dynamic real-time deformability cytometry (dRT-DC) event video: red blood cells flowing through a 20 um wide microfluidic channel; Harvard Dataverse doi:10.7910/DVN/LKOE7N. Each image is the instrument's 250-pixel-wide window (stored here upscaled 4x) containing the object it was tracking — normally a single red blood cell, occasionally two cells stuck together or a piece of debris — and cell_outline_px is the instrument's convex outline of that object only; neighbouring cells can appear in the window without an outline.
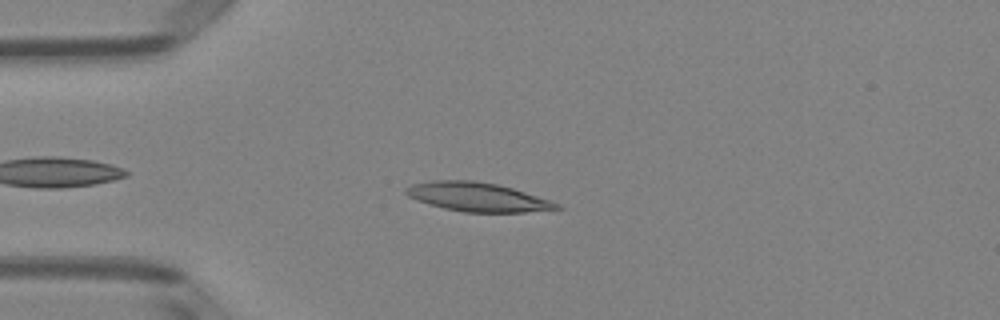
{"species": "Egyptian fruit bat (a non-hibernating species)", "species_latin": "Rousettus aegyptiacus", "temperature_condition": "room temperature", "stored_images_in_passage": 40, "camera_frame_rate_fps": 3000, "um_per_image_px": 0.085, "animal": {"sex": "female"}, "frame": {"image": 1, "passage_image": 6, "time_ms": 1.667, "image_size_px": [1000, 320], "cell_outline_px": [[564, 208], [524, 212], [464, 212], [444, 208], [408, 196], [404, 192], [404, 188], [412, 184], [432, 180], [476, 180], [496, 184], [512, 188], [560, 204]], "centroid_in_image_um": [40.57, 16.73], "position_along_channel_um": 44.4, "area_um2": 25.09}}
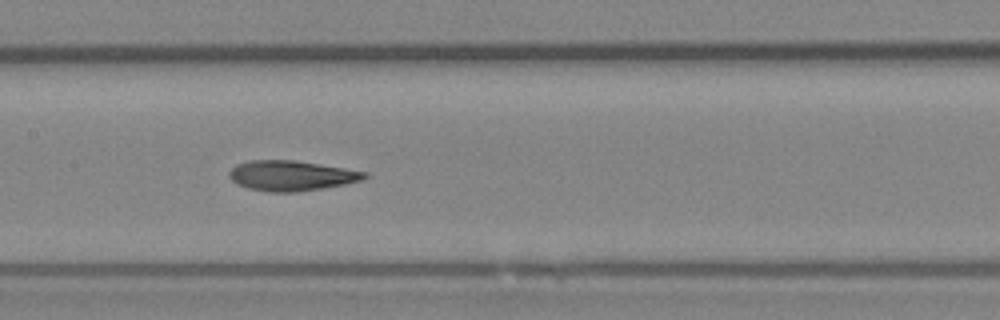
{"frame": {"image": 2, "passage_image": 18, "time_ms": 5.667, "image_size_px": [1000, 320], "cell_outline_px": [[368, 176], [360, 180], [344, 184], [324, 188], [296, 192], [272, 192], [248, 188], [236, 184], [228, 176], [228, 172], [236, 164], [248, 160], [292, 160], [320, 164], [368, 172]], "centroid_in_image_um": [24.73, 14.93], "position_along_channel_um": 182.7, "area_um2": 23.76}}
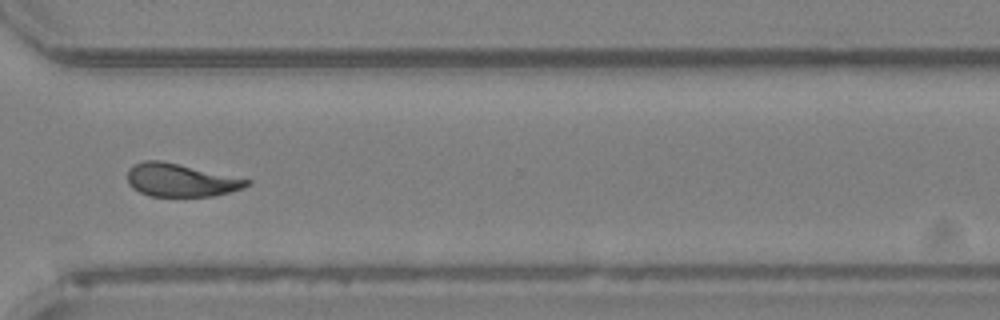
{"frame": {"image": 3, "passage_image": 31, "time_ms": 10.0, "image_size_px": [1000, 320], "cell_outline_px": [[252, 184], [244, 188], [216, 196], [148, 196], [132, 188], [128, 184], [128, 168], [144, 160], [160, 160], [252, 180]], "centroid_in_image_um": [15.37, 15.32], "position_along_channel_um": 355.2, "area_um2": 23.0}, "authors_computed_cell_mechanics": {"area_um2": 23.6402, "velocity_mm_per_s": 3.9765, "shape_relaxation_time_tau1_ms": 5.868, "shape_relaxation_time_tau2_ms": 2.6721, "deformation_change_tau1": 0.1966, "deformation_change_tau2": 0.1104}}